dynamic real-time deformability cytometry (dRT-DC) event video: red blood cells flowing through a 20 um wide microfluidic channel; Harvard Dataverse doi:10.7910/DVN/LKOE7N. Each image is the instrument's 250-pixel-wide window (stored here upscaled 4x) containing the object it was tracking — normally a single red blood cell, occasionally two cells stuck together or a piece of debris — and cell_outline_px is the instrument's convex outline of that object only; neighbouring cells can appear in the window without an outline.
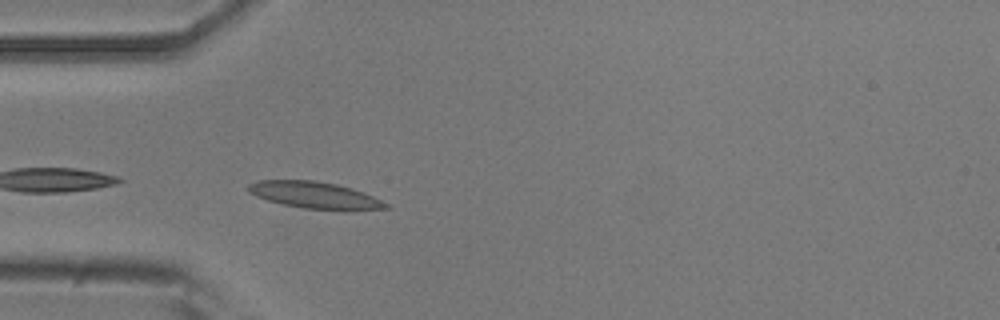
{"species": "common noctule bat (a hibernating species)", "species_latin": "Nyctalus noctula", "temperature_condition": "room temperature", "stored_images_in_passage": 28, "camera_frame_rate_fps": 3000, "um_per_image_px": 0.085, "animal": {"sex": "male", "body_mass_g": 20.5, "forearm_length_mm": 52.5}, "frame": {"image": 1, "passage_image": 1, "time_ms": 0.0, "image_size_px": [1000, 320], "cell_outline_px": [[392, 208], [348, 212], [344, 212], [304, 208], [284, 204], [268, 200], [256, 196], [248, 192], [248, 184], [256, 180], [316, 180], [336, 184], [352, 188], [364, 192], [392, 204]], "centroid_in_image_um": [26.89, 16.62], "position_along_channel_um": 58.1, "area_um2": 22.2}}
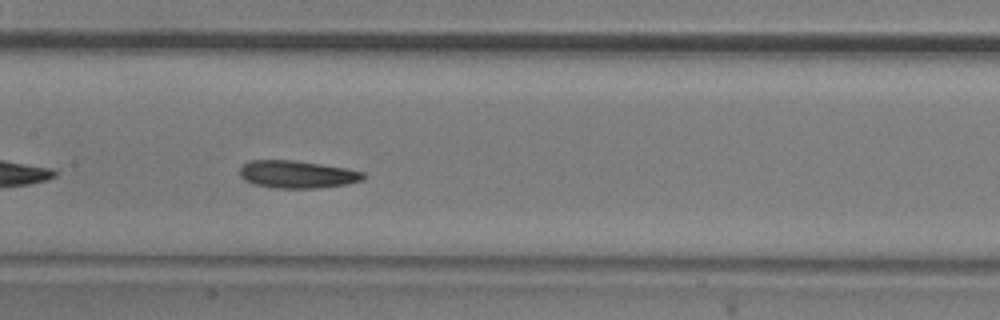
{"frame": {"image": 2, "passage_image": 11, "time_ms": 3.333, "image_size_px": [1000, 320], "cell_outline_px": [[364, 180], [348, 184], [320, 188], [272, 188], [252, 184], [244, 180], [240, 176], [240, 168], [244, 164], [252, 160], [292, 160], [320, 164], [344, 168], [364, 172]], "centroid_in_image_um": [25.24, 14.83], "position_along_channel_um": 182.2, "area_um2": 19.88}}
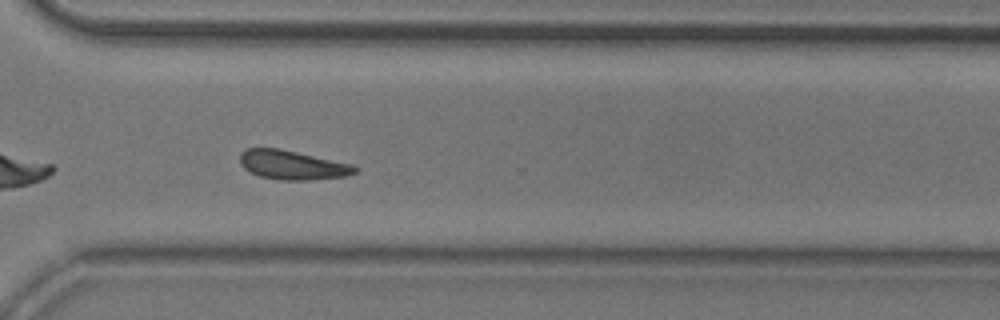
{"frame": {"image": 3, "passage_image": 24, "time_ms": 7.667, "image_size_px": [1000, 320], "cell_outline_px": [[360, 168], [356, 172], [348, 176], [312, 180], [280, 180], [260, 176], [244, 168], [240, 164], [240, 152], [248, 148], [280, 148], [352, 164]], "centroid_in_image_um": [24.88, 14.02], "position_along_channel_um": 345.7, "area_um2": 19.65}, "authors_computed_cell_mechanics": {"area_um2": 19.5075, "velocity_mm_per_s": 3.7909, "shape_relaxation_time_tau1_ms": 3.9293, "shape_relaxation_time_tau2_ms": 4.2857, "deformation_change_tau1": 0.0953, "deformation_change_tau2": 0.1187}}